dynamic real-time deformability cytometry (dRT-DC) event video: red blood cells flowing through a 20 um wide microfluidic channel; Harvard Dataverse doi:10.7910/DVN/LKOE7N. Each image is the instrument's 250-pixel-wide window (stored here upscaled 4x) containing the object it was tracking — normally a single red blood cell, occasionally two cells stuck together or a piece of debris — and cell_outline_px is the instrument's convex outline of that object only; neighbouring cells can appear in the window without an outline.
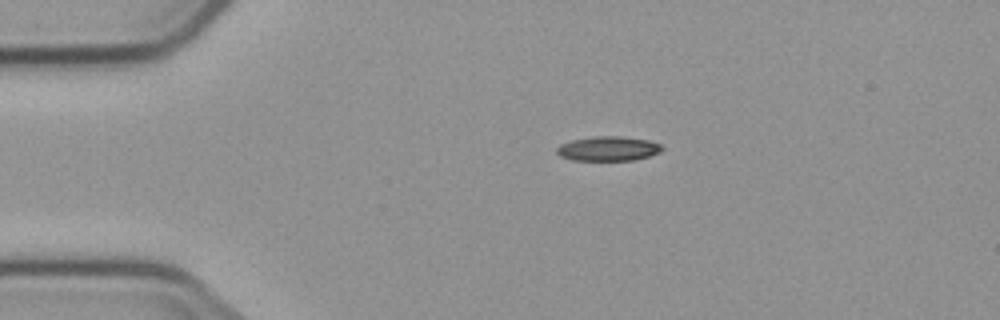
{"species": "common noctule bat (a hibernating species)", "species_latin": "Nyctalus noctula", "temperature_condition": "cold", "stored_images_in_passage": 6, "camera_frame_rate_fps": 3000, "um_per_image_px": 0.085, "animal": {"sex": "male", "body_mass_g": 23.1, "forearm_length_mm": 52.7}, "frame": {"image": 1, "passage_image": 1, "time_ms": 0.0, "image_size_px": [1000, 320], "cell_outline_px": [[664, 148], [660, 152], [648, 156], [632, 160], [572, 160], [560, 156], [556, 152], [556, 148], [560, 144], [572, 140], [596, 136], [620, 136], [648, 140], [660, 144]], "centroid_in_image_um": [51.68, 12.63], "position_along_channel_um": 33.3, "area_um2": 14.97}}
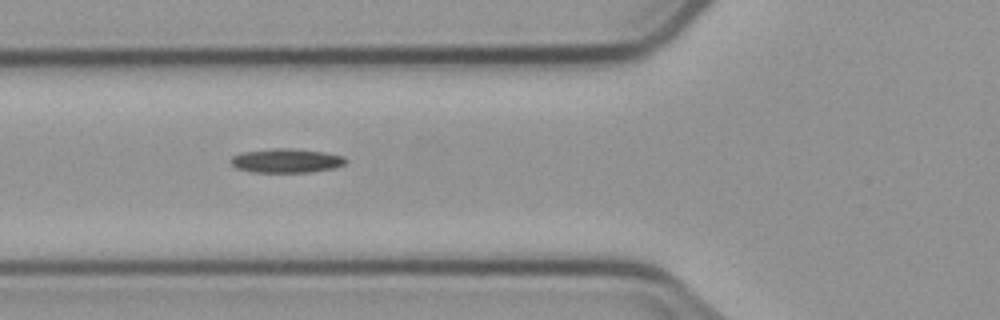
{"frame": {"image": 2, "passage_image": 3, "time_ms": 3.0, "image_size_px": [1000, 320], "cell_outline_px": [[348, 160], [344, 164], [336, 168], [312, 172], [252, 172], [236, 168], [232, 164], [232, 156], [240, 152], [276, 148], [288, 148], [324, 152], [344, 156]], "centroid_in_image_um": [24.37, 13.66], "position_along_channel_um": 101.4, "area_um2": 16.18}}
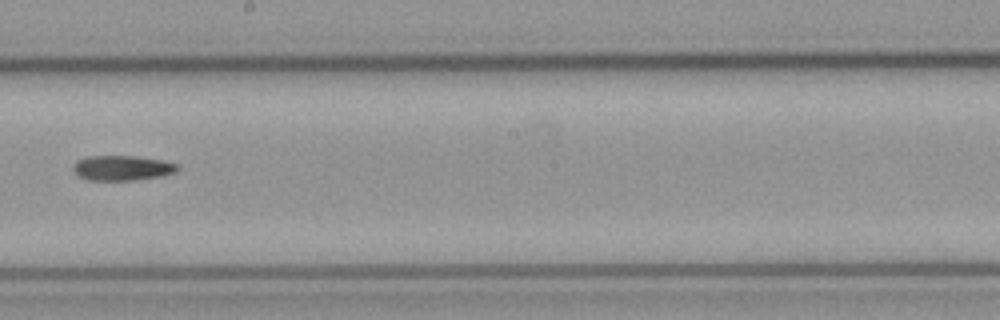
{"frame": {"image": 3, "passage_image": 6, "time_ms": 6.667, "image_size_px": [1000, 320], "cell_outline_px": [[180, 168], [176, 172], [160, 176], [136, 180], [88, 180], [76, 176], [72, 168], [72, 164], [76, 160], [88, 156], [132, 156], [164, 160], [180, 164]], "centroid_in_image_um": [10.37, 14.27], "position_along_channel_um": 237.8, "area_um2": 15.49}}